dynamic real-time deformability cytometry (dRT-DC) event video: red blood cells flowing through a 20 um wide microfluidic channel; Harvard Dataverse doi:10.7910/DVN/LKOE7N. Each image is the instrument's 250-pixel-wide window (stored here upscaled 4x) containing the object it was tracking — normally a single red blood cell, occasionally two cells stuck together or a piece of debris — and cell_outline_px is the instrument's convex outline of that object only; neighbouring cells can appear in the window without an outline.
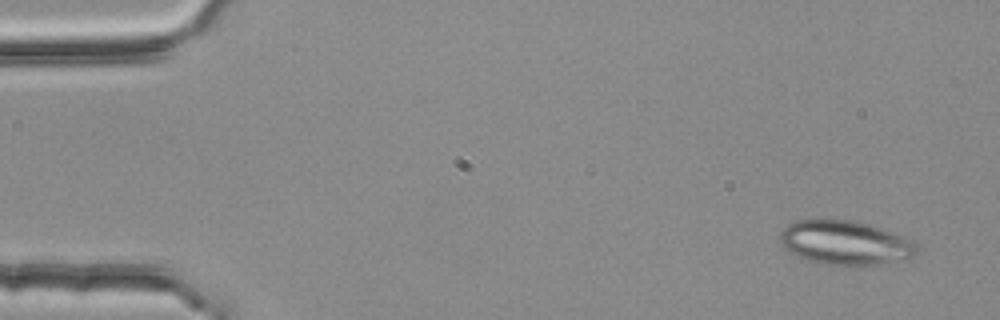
{"species": "common noctule bat (a hibernating species)", "species_latin": "Nyctalus noctula", "temperature_condition": "room temperature", "stored_images_in_passage": 4, "camera_frame_rate_fps": 3000, "um_per_image_px": 0.085, "animal": {"sex": "female", "body_mass_g": 25.1}, "frame": {"image": 1, "passage_image": 1, "time_ms": 0.0, "image_size_px": [1000, 320], "cell_outline_px": [[920, 248], [912, 256], [876, 264], [856, 268], [820, 264], [796, 256], [784, 248], [780, 244], [780, 232], [788, 224], [796, 220], [824, 216], [856, 220], [904, 236], [912, 240]], "centroid_in_image_um": [71.76, 20.61], "position_along_channel_um": 13.2, "area_um2": 36.41}}